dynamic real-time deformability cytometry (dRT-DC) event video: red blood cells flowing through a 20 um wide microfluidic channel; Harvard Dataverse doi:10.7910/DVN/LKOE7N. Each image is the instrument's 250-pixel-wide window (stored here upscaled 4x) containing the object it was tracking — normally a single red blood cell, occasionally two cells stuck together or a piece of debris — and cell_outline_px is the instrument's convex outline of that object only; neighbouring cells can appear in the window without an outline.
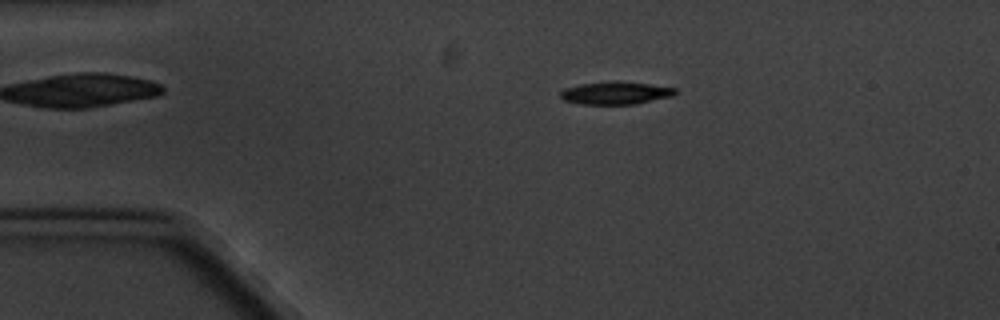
{"species": "common noctule bat (a hibernating species)", "species_latin": "Nyctalus noctula", "temperature_condition": "cold", "stored_images_in_passage": 5, "camera_frame_rate_fps": 3000, "um_per_image_px": 0.085, "animal": {"sex": "male", "body_mass_g": 20.1, "forearm_length_mm": 53.5}, "frame": {"image": 1, "passage_image": 1, "time_ms": 0.0, "image_size_px": [1000, 320], "cell_outline_px": [[676, 92], [672, 96], [636, 104], [580, 104], [564, 100], [560, 96], [560, 92], [564, 88], [580, 84], [616, 80], [648, 84], [676, 88]], "centroid_in_image_um": [52.3, 7.9], "position_along_channel_um": 32.7, "area_um2": 15.2}}
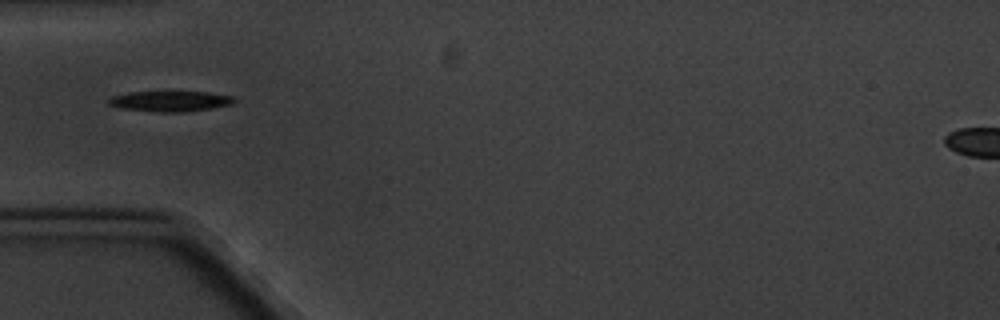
{"frame": {"image": 2, "passage_image": 3, "time_ms": 2.333, "image_size_px": [1000, 320], "cell_outline_px": [[240, 100], [232, 104], [212, 108], [180, 112], [156, 112], [120, 108], [108, 104], [108, 96], [128, 92], [208, 92], [236, 96]], "centroid_in_image_um": [14.49, 8.59], "position_along_channel_um": 70.5, "area_um2": 15.26}}